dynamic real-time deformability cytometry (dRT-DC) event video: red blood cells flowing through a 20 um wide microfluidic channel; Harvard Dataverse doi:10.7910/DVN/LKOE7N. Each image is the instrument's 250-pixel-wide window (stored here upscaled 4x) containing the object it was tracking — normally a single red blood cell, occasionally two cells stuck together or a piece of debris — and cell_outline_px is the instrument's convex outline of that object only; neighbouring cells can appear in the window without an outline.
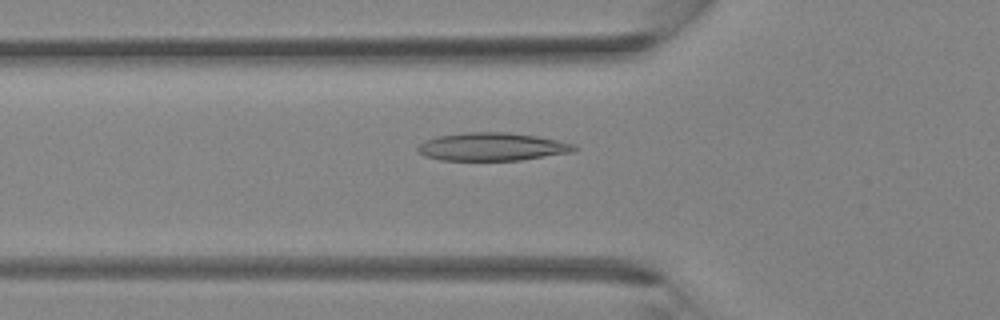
{"species": "Egyptian fruit bat (a non-hibernating species)", "species_latin": "Rousettus aegyptiacus", "temperature_condition": "room temperature", "stored_images_in_passage": 31, "camera_frame_rate_fps": 3000, "um_per_image_px": 0.085, "animal": {"sex": "female"}, "frame": {"image": 1, "passage_image": 7, "time_ms": 2.0, "image_size_px": [1000, 320], "cell_outline_px": [[580, 148], [572, 152], [520, 160], [440, 160], [424, 156], [416, 148], [424, 140], [436, 136], [464, 132], [508, 132], [536, 136], [576, 144]], "centroid_in_image_um": [41.82, 12.47], "position_along_channel_um": 84.0, "area_um2": 25.66}}
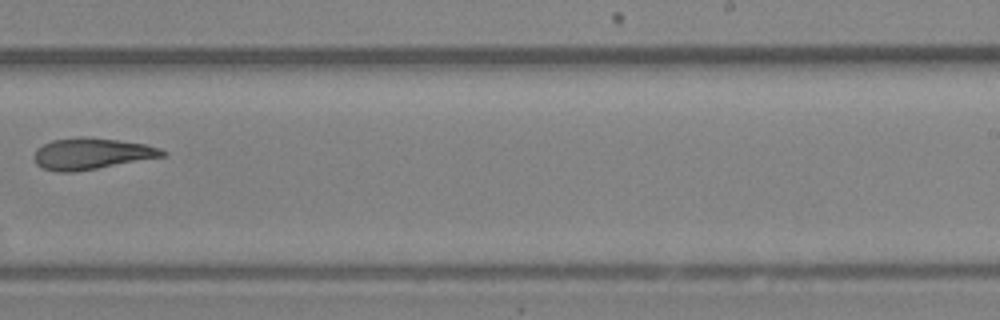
{"frame": {"image": 2, "passage_image": 18, "time_ms": 5.667, "image_size_px": [1000, 320], "cell_outline_px": [[168, 152], [164, 156], [96, 168], [72, 172], [60, 172], [44, 168], [36, 164], [32, 156], [36, 148], [52, 140], [80, 136], [84, 136], [116, 140], [144, 144], [160, 148]], "centroid_in_image_um": [7.73, 13.05], "position_along_channel_um": 281.3, "area_um2": 23.24}}
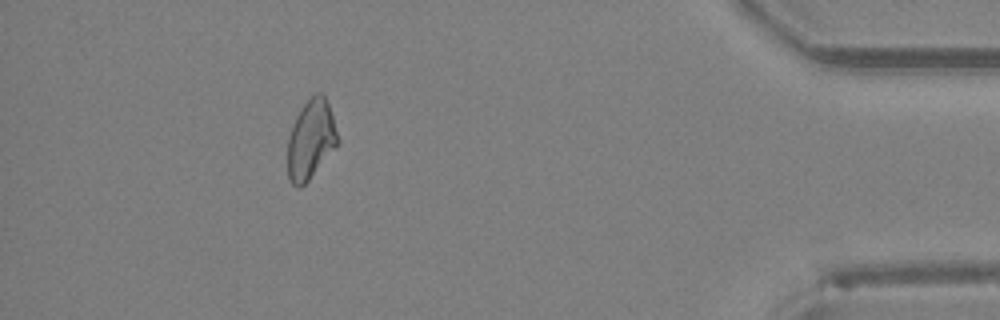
{"frame": {"image": 3, "passage_image": 28, "time_ms": 9.0, "image_size_px": [1000, 320], "cell_outline_px": [[340, 140], [308, 180], [300, 188], [296, 188], [292, 184], [288, 176], [288, 136], [296, 116], [304, 104], [316, 92], [324, 92]], "centroid_in_image_um": [26.41, 11.84], "position_along_channel_um": 408.8, "area_um2": 22.77}}